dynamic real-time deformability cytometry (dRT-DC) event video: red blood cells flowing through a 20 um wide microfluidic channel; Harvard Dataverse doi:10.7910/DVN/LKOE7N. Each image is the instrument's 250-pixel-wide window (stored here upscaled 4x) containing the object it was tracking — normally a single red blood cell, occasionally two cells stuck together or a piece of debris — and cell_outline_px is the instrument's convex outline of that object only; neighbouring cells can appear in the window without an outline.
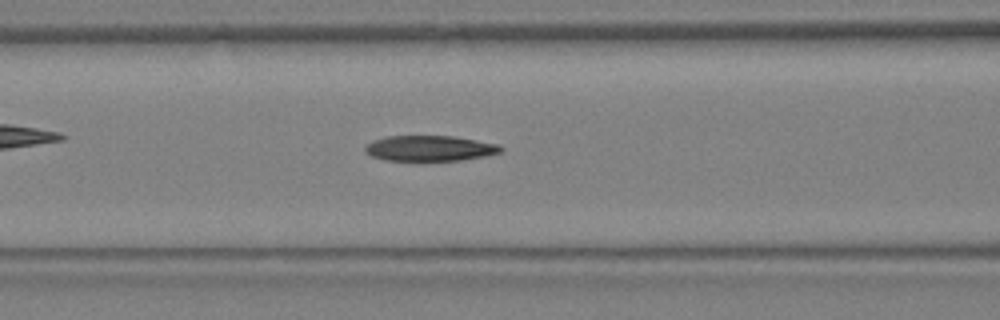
{"species": "Egyptian fruit bat (a non-hibernating species)", "species_latin": "Rousettus aegyptiacus", "temperature_condition": "warm", "stored_images_in_passage": 13, "camera_frame_rate_fps": 3000, "um_per_image_px": 0.085, "animal": {"sex": "female"}, "frame": {"image": 1, "passage_image": 11, "time_ms": 3.333, "image_size_px": [1000, 320], "cell_outline_px": [[504, 148], [500, 152], [484, 156], [460, 160], [384, 160], [372, 156], [364, 152], [364, 144], [372, 140], [388, 136], [452, 136], [476, 140], [496, 144]], "centroid_in_image_um": [36.46, 12.6], "position_along_channel_um": 130.1, "area_um2": 20.06}}
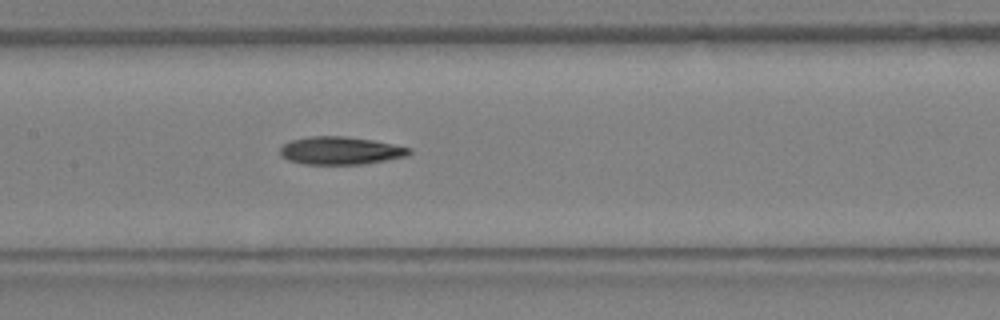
{"frame": {"image": 2, "passage_image": 13, "time_ms": 4.0, "image_size_px": [1000, 320], "cell_outline_px": [[412, 152], [408, 156], [364, 164], [304, 164], [288, 160], [280, 156], [280, 148], [284, 144], [292, 140], [308, 136], [344, 136], [372, 140], [412, 148]], "centroid_in_image_um": [28.94, 12.8], "position_along_channel_um": 178.5, "area_um2": 20.98}}